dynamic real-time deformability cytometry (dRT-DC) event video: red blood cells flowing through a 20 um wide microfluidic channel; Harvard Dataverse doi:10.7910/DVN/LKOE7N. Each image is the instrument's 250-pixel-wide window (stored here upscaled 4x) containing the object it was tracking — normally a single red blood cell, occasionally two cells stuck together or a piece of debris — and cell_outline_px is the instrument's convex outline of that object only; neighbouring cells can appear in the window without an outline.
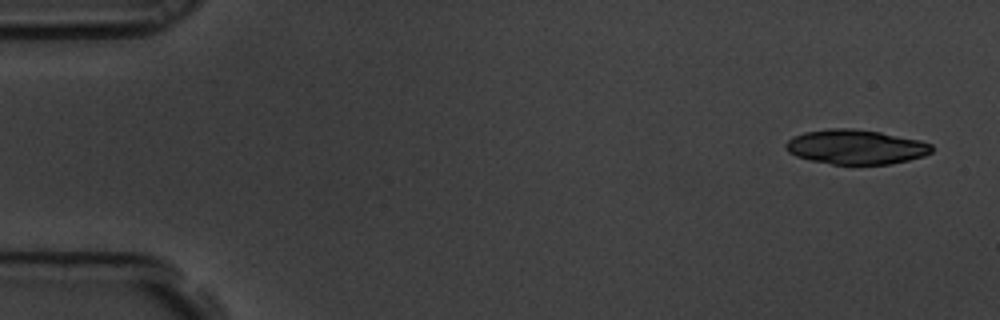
{"species": "common noctule bat (a hibernating species)", "species_latin": "Nyctalus noctula", "temperature_condition": "room temperature", "stored_images_in_passage": 5, "camera_frame_rate_fps": 3000, "um_per_image_px": 0.085, "animal": {"sex": "male", "body_mass_g": 19.5, "forearm_length_mm": 54.6}, "frame": {"image": 1, "passage_image": 1, "time_ms": 0.0, "image_size_px": [1000, 320], "cell_outline_px": [[932, 152], [924, 156], [892, 164], [832, 164], [812, 160], [796, 156], [788, 152], [784, 148], [784, 144], [792, 136], [804, 132], [828, 128], [852, 128], [880, 132], [920, 140], [932, 144]], "centroid_in_image_um": [72.72, 12.48], "position_along_channel_um": 12.3, "area_um2": 29.54}}